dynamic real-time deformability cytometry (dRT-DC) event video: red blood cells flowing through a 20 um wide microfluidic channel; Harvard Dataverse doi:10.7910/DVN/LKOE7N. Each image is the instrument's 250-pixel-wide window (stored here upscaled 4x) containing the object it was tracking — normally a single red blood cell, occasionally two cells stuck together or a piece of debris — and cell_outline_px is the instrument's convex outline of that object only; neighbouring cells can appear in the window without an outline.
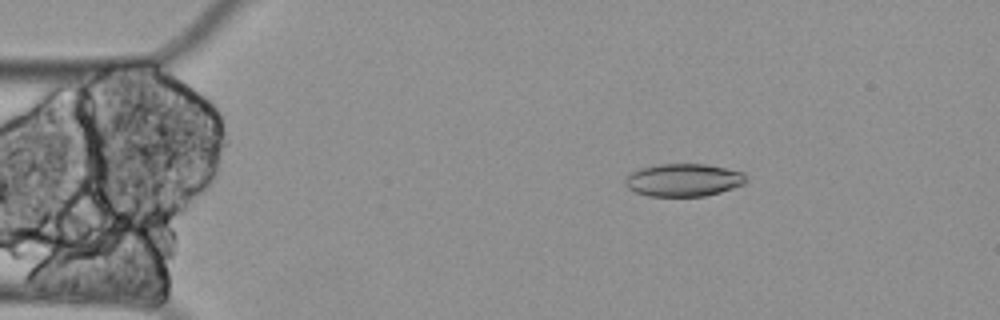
{"species": "Egyptian fruit bat (a non-hibernating species)", "species_latin": "Rousettus aegyptiacus", "temperature_condition": "cold", "stored_images_in_passage": 51, "camera_frame_rate_fps": 3000, "um_per_image_px": 0.085, "animal": {"sex": "female"}, "frame": {"image": 1, "passage_image": 1, "time_ms": 0.0, "image_size_px": [1000, 320], "cell_outline_px": [[748, 180], [744, 184], [720, 192], [704, 196], [648, 196], [636, 192], [628, 188], [624, 184], [624, 180], [632, 172], [640, 168], [660, 164], [708, 164], [744, 172]], "centroid_in_image_um": [58.12, 15.3], "position_along_channel_um": 26.9, "area_um2": 23.12}}
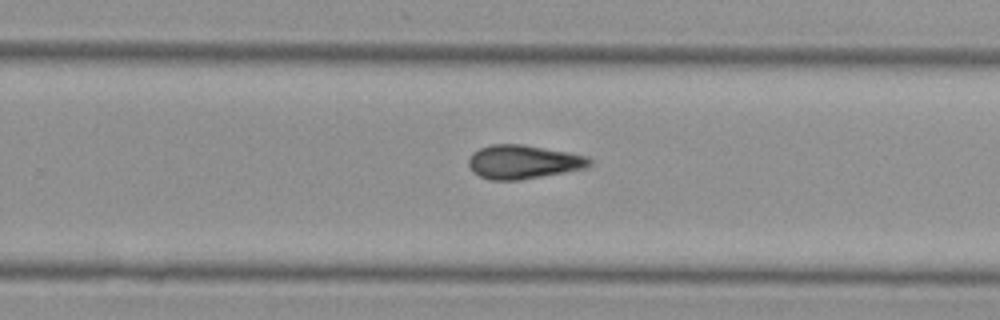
{"frame": {"image": 2, "passage_image": 29, "time_ms": 9.333, "image_size_px": [1000, 320], "cell_outline_px": [[592, 164], [588, 168], [520, 180], [492, 180], [480, 176], [472, 172], [468, 164], [468, 160], [472, 152], [480, 148], [492, 144], [524, 144], [568, 152], [588, 156], [592, 160]], "centroid_in_image_um": [44.49, 13.76], "position_along_channel_um": 285.3, "area_um2": 24.04}}
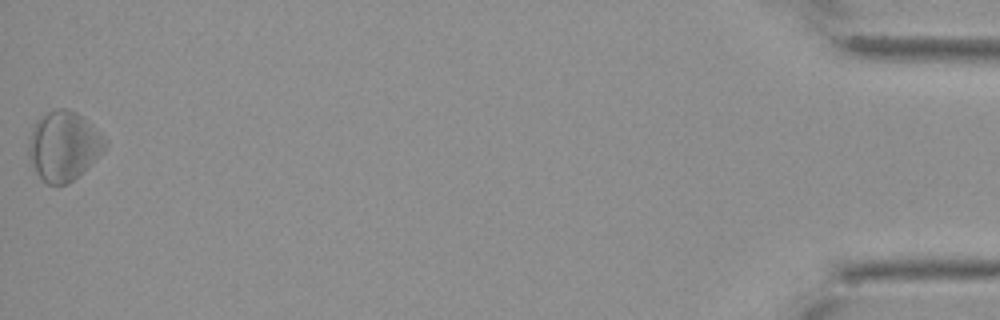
{"frame": {"image": 3, "passage_image": 51, "time_ms": 16.667, "image_size_px": [1000, 320], "cell_outline_px": [[108, 144], [104, 152], [84, 172], [68, 184], [48, 184], [36, 172], [28, 156], [28, 136], [36, 120], [40, 116], [52, 108], [68, 108], [76, 112], [92, 124], [108, 140]], "centroid_in_image_um": [5.43, 12.38], "position_along_channel_um": 429.8, "area_um2": 31.5}}